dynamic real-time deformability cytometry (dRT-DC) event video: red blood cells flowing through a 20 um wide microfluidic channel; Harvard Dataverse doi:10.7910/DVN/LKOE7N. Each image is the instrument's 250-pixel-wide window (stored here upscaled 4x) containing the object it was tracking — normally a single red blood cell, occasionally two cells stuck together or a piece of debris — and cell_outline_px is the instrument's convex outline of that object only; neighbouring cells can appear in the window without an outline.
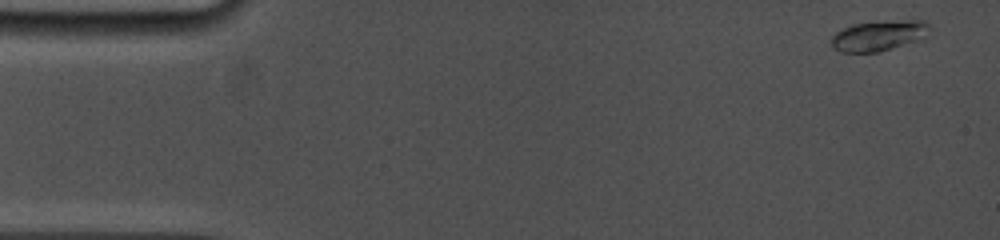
{"species": "common noctule bat (a hibernating species)", "species_latin": "Nyctalus noctula", "temperature_condition": "cold", "stored_images_in_passage": 36, "camera_frame_rate_fps": 5000, "um_per_image_px": 0.085, "animal": {"sex": "female", "body_mass_g": 19.0, "forearm_length_mm": 53.3}, "frame": {"image": 1, "passage_image": 1, "time_ms": 0.0, "image_size_px": [1000, 240], "cell_outline_px": [[936, 28], [912, 40], [876, 52], [840, 52], [832, 44], [832, 36], [840, 28], [852, 24], [904, 20], [924, 20]], "centroid_in_image_um": [74.66, 2.99], "position_along_channel_um": 10.3, "area_um2": 16.82}}
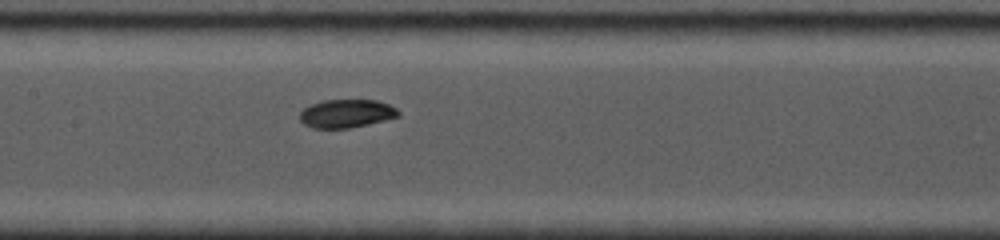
{"frame": {"image": 2, "passage_image": 18, "time_ms": 7.4, "image_size_px": [1000, 240], "cell_outline_px": [[400, 116], [368, 124], [348, 128], [312, 128], [304, 124], [300, 120], [300, 112], [304, 108], [312, 104], [324, 100], [376, 100], [388, 104], [396, 108], [400, 112]], "centroid_in_image_um": [29.45, 9.65], "position_along_channel_um": 178.0, "area_um2": 16.18}}
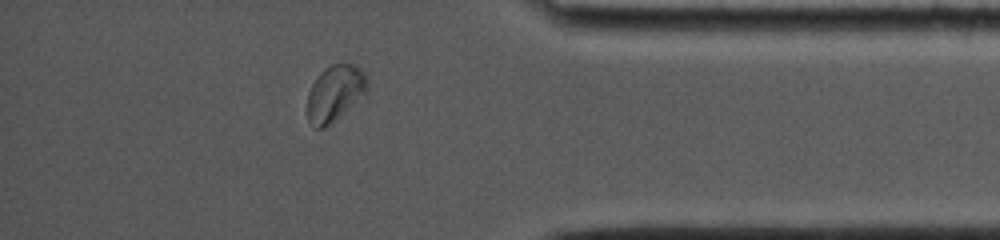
{"frame": {"image": 3, "passage_image": 32, "time_ms": 13.6, "image_size_px": [1000, 240], "cell_outline_px": [[368, 100], [324, 128], [316, 128], [308, 120], [308, 92], [316, 76], [320, 72], [332, 64], [344, 60], [360, 68], [368, 76]], "centroid_in_image_um": [28.59, 7.92], "position_along_channel_um": 406.6, "area_um2": 20.98}, "authors_computed_cell_mechanics": {"area_um2": 16.8776, "velocity_mm_per_s": 3.8594, "shape_relaxation_time_tau1_ms": 3.9809, "shape_relaxation_time_tau2_ms": null, "deformation_change_tau1": 0.1, "deformation_change_tau2": null}}